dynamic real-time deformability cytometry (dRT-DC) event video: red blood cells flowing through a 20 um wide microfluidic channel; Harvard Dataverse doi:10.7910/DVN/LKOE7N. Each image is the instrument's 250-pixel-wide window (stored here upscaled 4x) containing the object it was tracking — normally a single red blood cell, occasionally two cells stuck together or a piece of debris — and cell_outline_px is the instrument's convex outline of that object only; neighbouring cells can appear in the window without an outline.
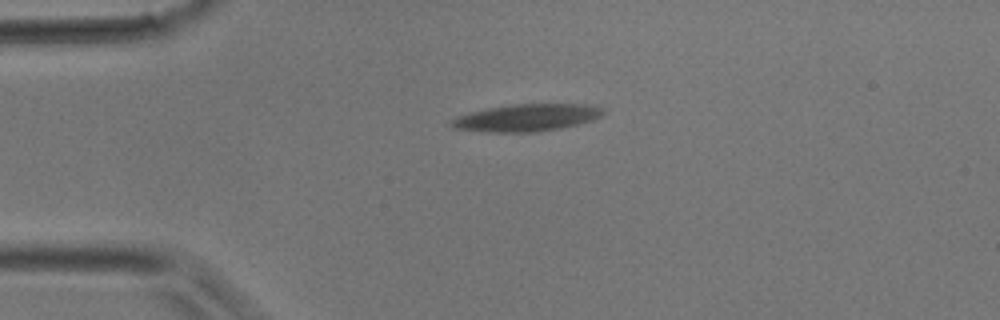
{"species": "common noctule bat (a hibernating species)", "species_latin": "Nyctalus noctula", "temperature_condition": "room temperature", "stored_images_in_passage": 37, "camera_frame_rate_fps": 3000, "um_per_image_px": 0.085, "animal": {"sex": "male", "body_mass_g": 17.9}, "frame": {"image": 1, "passage_image": 1, "time_ms": 0.0, "image_size_px": [1000, 320], "cell_outline_px": [[604, 112], [600, 116], [592, 120], [560, 128], [536, 132], [484, 132], [452, 128], [448, 124], [448, 120], [472, 112], [488, 108], [512, 104], [584, 104], [600, 108]], "centroid_in_image_um": [44.69, 10.01], "position_along_channel_um": 40.3, "area_um2": 23.87}}
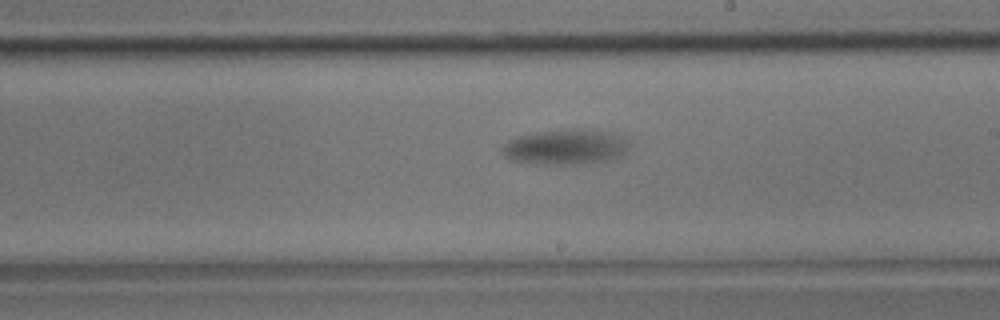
{"frame": {"image": 2, "passage_image": 17, "time_ms": 5.333, "image_size_px": [1000, 320], "cell_outline_px": [[628, 148], [620, 156], [612, 160], [588, 164], [536, 164], [512, 160], [504, 156], [500, 152], [504, 144], [508, 140], [516, 136], [536, 132], [572, 128], [592, 128], [616, 132], [624, 136], [628, 140]], "centroid_in_image_um": [48.12, 12.47], "position_along_channel_um": 240.9, "area_um2": 26.99}}
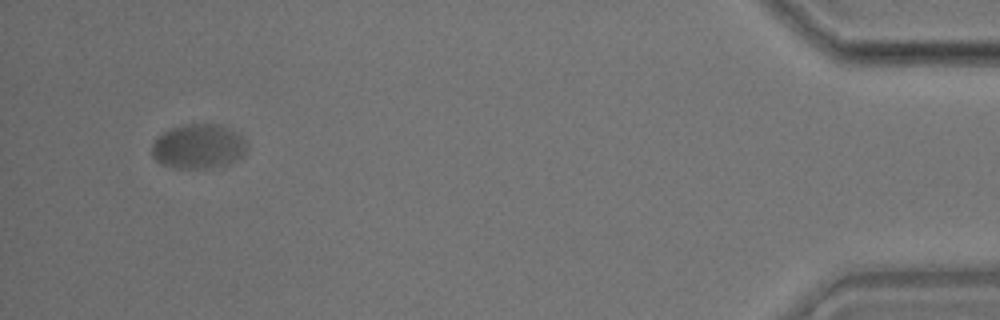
{"frame": {"image": 3, "passage_image": 35, "time_ms": 11.333, "image_size_px": [1000, 320], "cell_outline_px": [[248, 148], [244, 156], [228, 164], [204, 168], [176, 168], [160, 164], [152, 156], [152, 144], [164, 132], [172, 128], [184, 124], [216, 124], [228, 128], [244, 136], [248, 144]], "centroid_in_image_um": [16.91, 12.45], "position_along_channel_um": 418.3, "area_um2": 24.8}}